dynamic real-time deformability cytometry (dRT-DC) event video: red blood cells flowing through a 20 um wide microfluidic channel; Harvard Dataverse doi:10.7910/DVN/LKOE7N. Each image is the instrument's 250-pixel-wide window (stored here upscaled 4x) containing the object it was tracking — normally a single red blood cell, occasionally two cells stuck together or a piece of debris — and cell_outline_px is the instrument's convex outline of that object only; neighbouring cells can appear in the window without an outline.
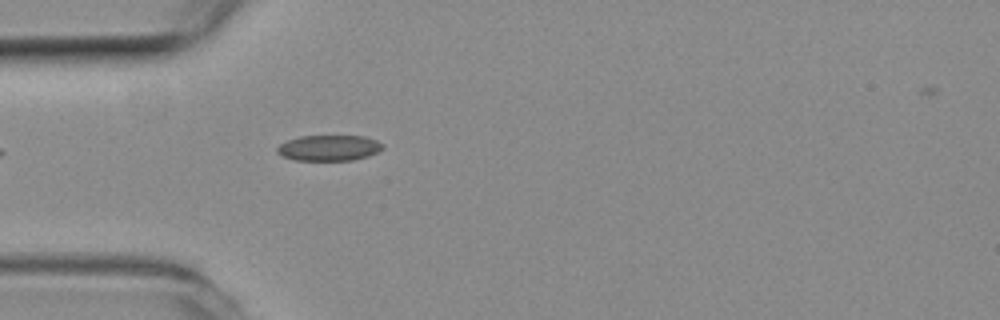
{"species": "common noctule bat (a hibernating species)", "species_latin": "Nyctalus noctula", "temperature_condition": "room temperature", "stored_images_in_passage": 5, "camera_frame_rate_fps": 3000, "um_per_image_px": 0.085, "animal": {"sex": "female", "body_mass_g": 19.3, "forearm_length_mm": 54.1}, "frame": {"image": 1, "passage_image": 1, "time_ms": 0.0, "image_size_px": [1000, 320], "cell_outline_px": [[384, 148], [368, 156], [352, 160], [296, 160], [284, 156], [276, 152], [276, 148], [280, 144], [288, 140], [300, 136], [364, 136], [376, 140], [384, 144]], "centroid_in_image_um": [27.98, 12.57], "position_along_channel_um": 57.0, "area_um2": 15.72}}
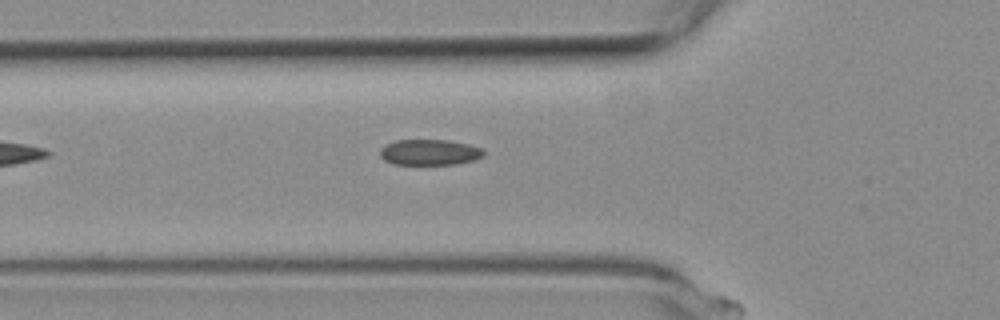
{"frame": {"image": 2, "passage_image": 4, "time_ms": 1.0, "image_size_px": [1000, 320], "cell_outline_px": [[484, 156], [476, 160], [456, 164], [392, 164], [384, 160], [380, 156], [380, 148], [384, 144], [396, 140], [448, 140], [468, 144], [484, 148]], "centroid_in_image_um": [36.52, 12.94], "position_along_channel_um": 89.3, "area_um2": 15.78}}